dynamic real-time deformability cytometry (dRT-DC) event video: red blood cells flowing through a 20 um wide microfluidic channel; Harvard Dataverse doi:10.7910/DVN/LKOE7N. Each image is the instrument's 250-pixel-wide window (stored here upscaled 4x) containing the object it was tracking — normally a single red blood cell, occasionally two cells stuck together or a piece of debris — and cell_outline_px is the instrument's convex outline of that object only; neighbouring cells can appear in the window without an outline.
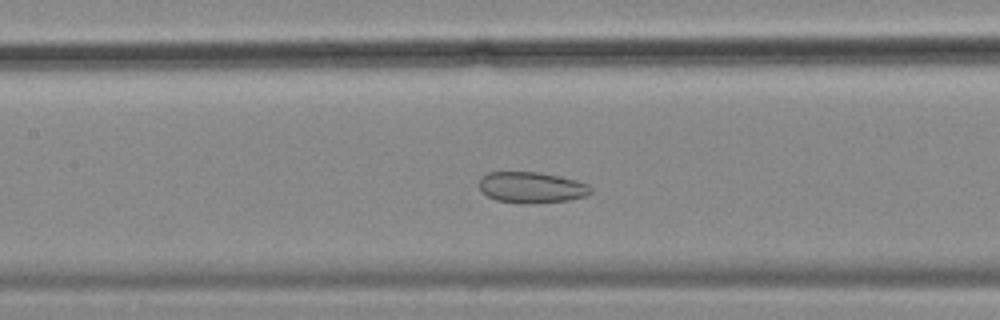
{"species": "common noctule bat (a hibernating species)", "species_latin": "Nyctalus noctula", "temperature_condition": "cold", "stored_images_in_passage": 41, "camera_frame_rate_fps": 3000, "um_per_image_px": 0.085, "animal": {"sex": "female", "body_mass_g": 18.4}, "frame": {"image": 1, "passage_image": 10, "time_ms": 3.0, "image_size_px": [1000, 320], "cell_outline_px": [[592, 192], [584, 196], [568, 200], [532, 204], [524, 204], [496, 200], [480, 192], [480, 176], [488, 172], [536, 172], [560, 176], [576, 180], [588, 184], [592, 188]], "centroid_in_image_um": [45.16, 15.93], "position_along_channel_um": 162.2, "area_um2": 20.35}}
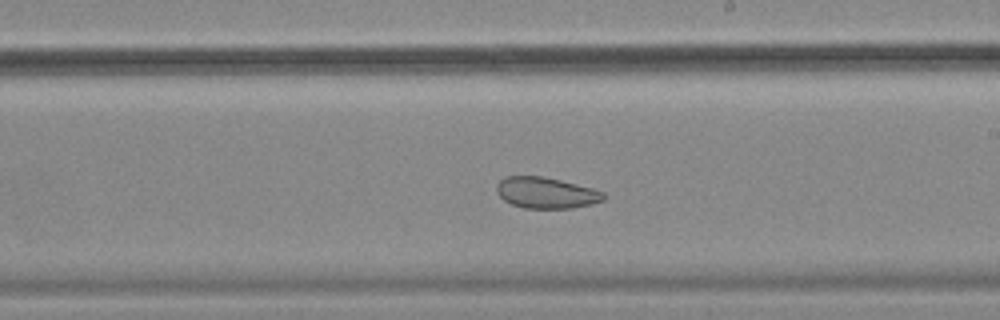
{"frame": {"image": 2, "passage_image": 17, "time_ms": 5.333, "image_size_px": [1000, 320], "cell_outline_px": [[608, 196], [604, 200], [592, 204], [572, 208], [524, 208], [512, 204], [504, 200], [496, 192], [496, 184], [504, 176], [544, 176], [592, 188], [604, 192]], "centroid_in_image_um": [46.43, 16.38], "position_along_channel_um": 242.6, "area_um2": 19.54}}
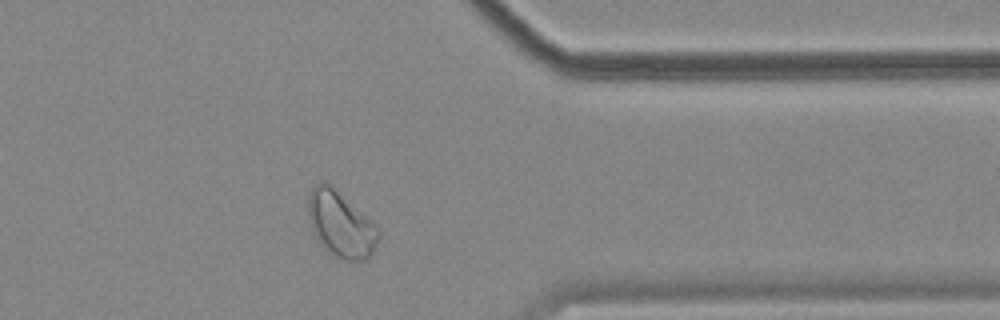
{"frame": {"image": 3, "passage_image": 30, "time_ms": 9.667, "image_size_px": [1000, 320], "cell_outline_px": [[380, 236], [372, 252], [364, 260], [344, 260], [328, 252], [316, 240], [312, 232], [308, 216], [308, 196], [312, 188], [320, 180], [332, 184], [372, 220], [376, 224], [380, 232]], "centroid_in_image_um": [28.95, 19.03], "position_along_channel_um": 382.5, "area_um2": 27.34}, "authors_computed_cell_mechanics": {"area_um2": 21.6172, "velocity_mm_per_s": 3.4653, "shape_relaxation_time_tau1_ms": null, "shape_relaxation_time_tau2_ms": 3.0683, "deformation_change_tau1": null, "deformation_change_tau2": 0.0756}}